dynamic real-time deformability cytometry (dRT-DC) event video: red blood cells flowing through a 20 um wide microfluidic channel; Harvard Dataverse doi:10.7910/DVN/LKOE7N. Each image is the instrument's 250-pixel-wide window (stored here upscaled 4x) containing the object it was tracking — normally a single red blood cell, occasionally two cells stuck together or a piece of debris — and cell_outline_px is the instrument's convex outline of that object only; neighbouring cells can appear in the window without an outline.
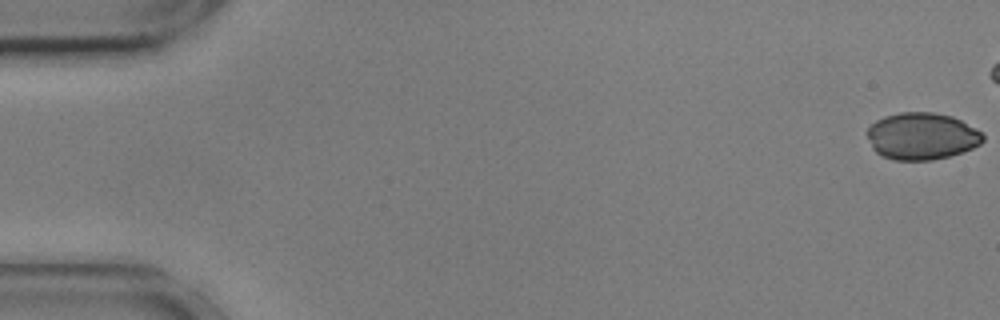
{"species": "common noctule bat (a hibernating species)", "species_latin": "Nyctalus noctula", "temperature_condition": "cold", "stored_images_in_passage": 46, "camera_frame_rate_fps": 3000, "um_per_image_px": 0.085, "animal": {"sex": "male", "body_mass_g": 17.9, "forearm_length_mm": 54.2}, "frame": {"image": 1, "passage_image": 1, "time_ms": 0.0, "image_size_px": [1000, 320], "cell_outline_px": [[984, 140], [980, 144], [972, 148], [948, 156], [932, 160], [892, 160], [880, 156], [872, 148], [868, 136], [868, 128], [876, 120], [884, 116], [900, 112], [932, 112], [952, 116], [960, 120], [980, 132], [984, 136]], "centroid_in_image_um": [78.32, 11.58], "position_along_channel_um": 6.7, "area_um2": 31.56}}